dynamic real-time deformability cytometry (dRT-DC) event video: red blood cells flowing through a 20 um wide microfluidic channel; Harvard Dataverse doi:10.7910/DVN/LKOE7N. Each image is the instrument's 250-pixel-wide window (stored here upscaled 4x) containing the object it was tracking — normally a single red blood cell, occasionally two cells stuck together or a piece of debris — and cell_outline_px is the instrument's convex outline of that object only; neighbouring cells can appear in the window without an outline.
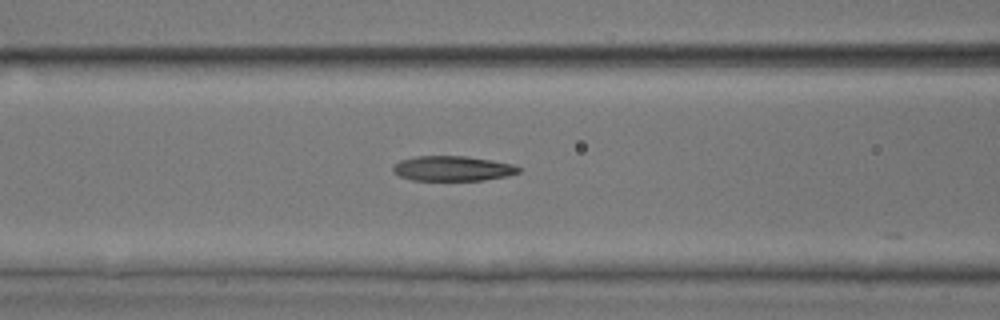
{"species": "common noctule bat (a hibernating species)", "species_latin": "Nyctalus noctula", "temperature_condition": "room temperature", "stored_images_in_passage": 8, "camera_frame_rate_fps": 3000, "um_per_image_px": 0.085, "animal": {"sex": "male", "body_mass_g": 17.9, "forearm_length_mm": 54.2}, "frame": {"image": 1, "passage_image": 3, "time_ms": 0.667, "image_size_px": [1000, 320], "cell_outline_px": [[520, 172], [508, 176], [484, 180], [412, 180], [400, 176], [392, 172], [392, 168], [400, 160], [416, 156], [468, 156], [492, 160], [512, 164], [520, 168]], "centroid_in_image_um": [38.48, 14.32], "position_along_channel_um": 128.1, "area_um2": 18.32}}